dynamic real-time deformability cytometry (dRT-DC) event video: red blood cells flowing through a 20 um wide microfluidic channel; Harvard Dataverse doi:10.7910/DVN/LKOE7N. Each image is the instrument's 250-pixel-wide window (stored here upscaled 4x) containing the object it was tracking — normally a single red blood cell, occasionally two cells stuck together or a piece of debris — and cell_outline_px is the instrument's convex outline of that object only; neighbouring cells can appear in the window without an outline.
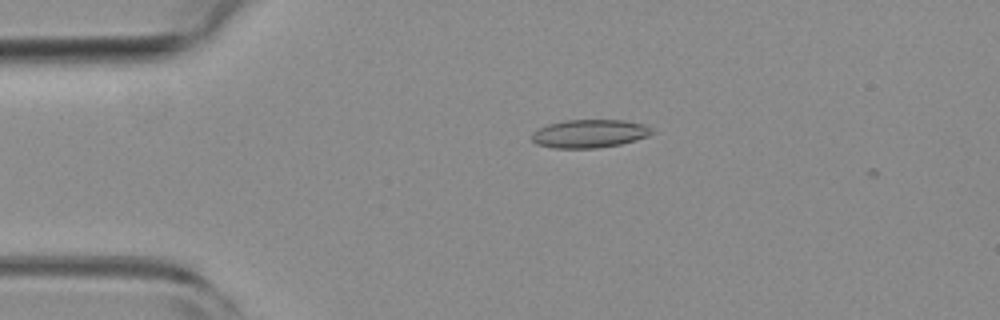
{"species": "common noctule bat (a hibernating species)", "species_latin": "Nyctalus noctula", "temperature_condition": "room temperature", "stored_images_in_passage": 3, "camera_frame_rate_fps": 3000, "um_per_image_px": 0.085, "animal": {"sex": "female", "body_mass_g": 19.3, "forearm_length_mm": 54.1}, "frame": {"image": 1, "passage_image": 2, "time_ms": 0.333, "image_size_px": [1000, 320], "cell_outline_px": [[656, 132], [648, 136], [636, 140], [620, 144], [596, 148], [552, 148], [536, 144], [532, 140], [532, 132], [536, 128], [548, 124], [564, 120], [624, 120], [644, 124], [652, 128]], "centroid_in_image_um": [50.1, 11.35], "position_along_channel_um": 34.9, "area_um2": 20.0}}